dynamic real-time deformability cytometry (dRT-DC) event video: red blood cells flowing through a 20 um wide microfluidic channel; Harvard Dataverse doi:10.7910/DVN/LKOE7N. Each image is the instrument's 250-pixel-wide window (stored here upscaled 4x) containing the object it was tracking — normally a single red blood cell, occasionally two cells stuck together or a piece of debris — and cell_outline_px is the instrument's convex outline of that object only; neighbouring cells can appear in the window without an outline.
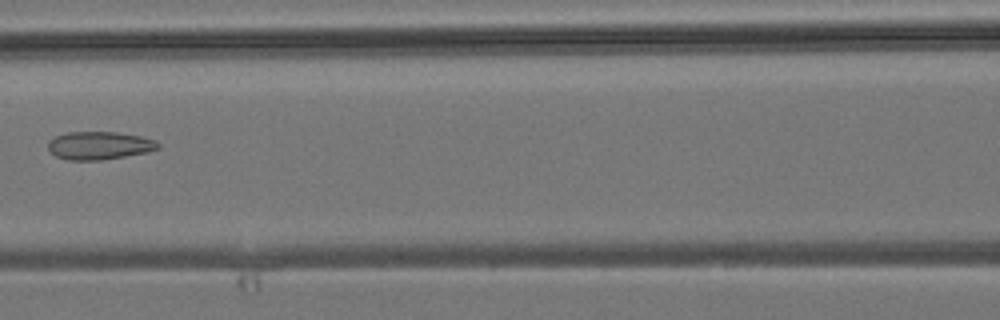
{"species": "common noctule bat (a hibernating species)", "species_latin": "Nyctalus noctula", "temperature_condition": "room temperature", "stored_images_in_passage": 3, "camera_frame_rate_fps": 3000, "um_per_image_px": 0.085, "animal": {"sex": "male", "body_mass_g": 19.2, "forearm_length_mm": 51.8}, "frame": {"image": 1, "passage_image": 3, "time_ms": 2.333, "image_size_px": [1000, 320], "cell_outline_px": [[160, 148], [148, 152], [100, 160], [68, 160], [56, 156], [48, 148], [48, 140], [56, 136], [68, 132], [116, 132], [140, 136], [156, 140], [160, 144]], "centroid_in_image_um": [8.45, 12.36], "position_along_channel_um": 158.1, "area_um2": 17.92}}